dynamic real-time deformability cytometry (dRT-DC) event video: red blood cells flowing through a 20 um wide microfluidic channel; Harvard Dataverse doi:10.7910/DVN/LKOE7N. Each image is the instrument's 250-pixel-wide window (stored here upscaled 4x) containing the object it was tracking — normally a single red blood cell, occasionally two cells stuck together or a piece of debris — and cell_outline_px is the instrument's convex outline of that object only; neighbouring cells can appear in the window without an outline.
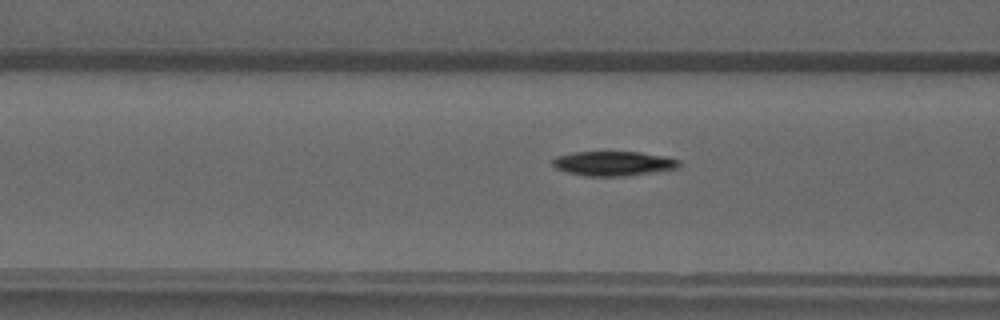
{"species": "common noctule bat (a hibernating species)", "species_latin": "Nyctalus noctula", "temperature_condition": "warm", "stored_images_in_passage": 49, "camera_frame_rate_fps": 3000, "um_per_image_px": 0.085, "animal": {"sex": "male", "forearm_length_mm": 52.5}, "frame": {"image": 1, "passage_image": 19, "time_ms": 6.0, "image_size_px": [1000, 320], "cell_outline_px": [[680, 164], [676, 168], [620, 176], [588, 176], [568, 172], [556, 168], [552, 164], [552, 160], [556, 156], [572, 152], [640, 152], [664, 156], [680, 160]], "centroid_in_image_um": [52.09, 13.88], "position_along_channel_um": 114.5, "area_um2": 17.74}}
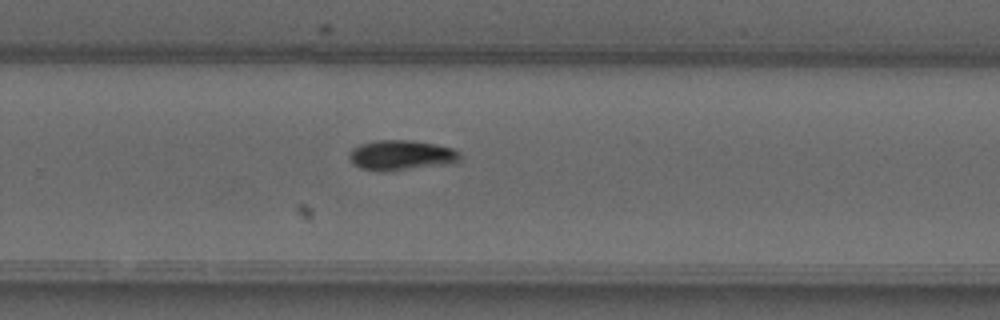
{"frame": {"image": 2, "passage_image": 32, "time_ms": 10.333, "image_size_px": [1000, 320], "cell_outline_px": [[460, 160], [384, 172], [380, 172], [360, 168], [352, 164], [348, 156], [348, 152], [352, 148], [360, 144], [376, 140], [408, 140], [436, 144], [452, 148], [460, 152]], "centroid_in_image_um": [33.98, 13.17], "position_along_channel_um": 295.8, "area_um2": 19.07}}
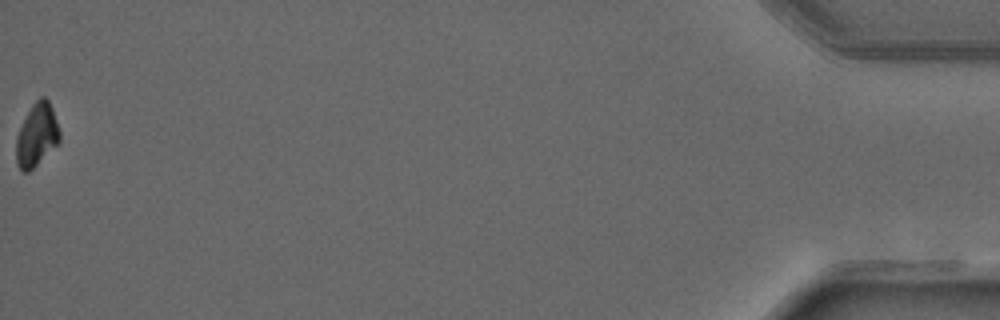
{"frame": {"image": 3, "passage_image": 49, "time_ms": 16.0, "image_size_px": [1000, 320], "cell_outline_px": [[60, 140], [28, 172], [20, 172], [16, 164], [16, 136], [32, 104], [40, 96], [44, 96], [48, 100], [52, 108], [60, 132]], "centroid_in_image_um": [3.1, 11.47], "position_along_channel_um": 432.1, "area_um2": 15.66}}